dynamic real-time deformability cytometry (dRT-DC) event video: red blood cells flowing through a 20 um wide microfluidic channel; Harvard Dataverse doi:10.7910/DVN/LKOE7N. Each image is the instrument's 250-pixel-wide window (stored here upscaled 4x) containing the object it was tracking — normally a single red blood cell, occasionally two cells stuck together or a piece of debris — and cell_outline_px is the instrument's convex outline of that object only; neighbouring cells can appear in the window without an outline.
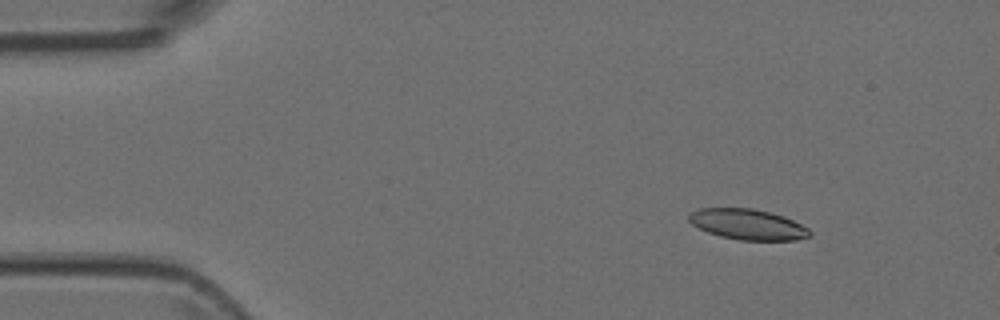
{"species": "Egyptian fruit bat (a non-hibernating species)", "species_latin": "Rousettus aegyptiacus", "temperature_condition": "room temperature", "stored_images_in_passage": 7, "camera_frame_rate_fps": 3000, "um_per_image_px": 0.085, "animal": {"sex": "female"}, "frame": {"image": 1, "passage_image": 2, "time_ms": 0.333, "image_size_px": [1000, 320], "cell_outline_px": [[812, 236], [796, 240], [740, 240], [720, 236], [708, 232], [692, 224], [688, 220], [688, 212], [700, 208], [752, 208], [768, 212], [792, 220], [808, 228], [812, 232]], "centroid_in_image_um": [63.53, 19.07], "position_along_channel_um": 21.5, "area_um2": 21.44}}
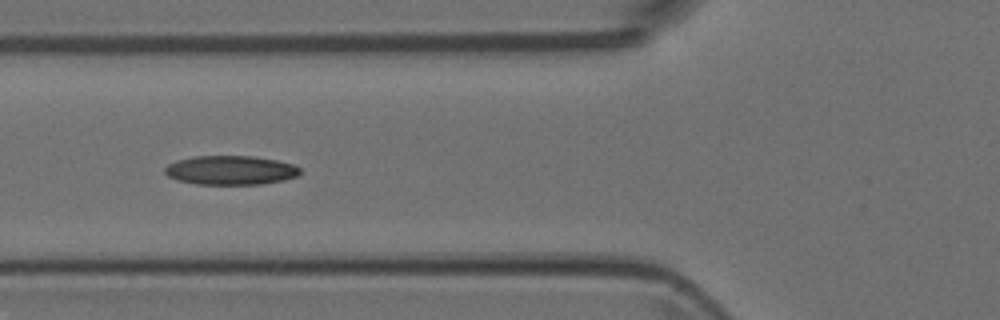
{"frame": {"image": 2, "passage_image": 6, "time_ms": 1.667, "image_size_px": [1000, 320], "cell_outline_px": [[300, 172], [296, 176], [284, 180], [260, 184], [196, 184], [176, 180], [168, 176], [164, 172], [164, 168], [168, 164], [176, 160], [192, 156], [252, 156], [276, 160], [292, 164], [300, 168]], "centroid_in_image_um": [19.55, 14.46], "position_along_channel_um": 106.2, "area_um2": 22.95}}
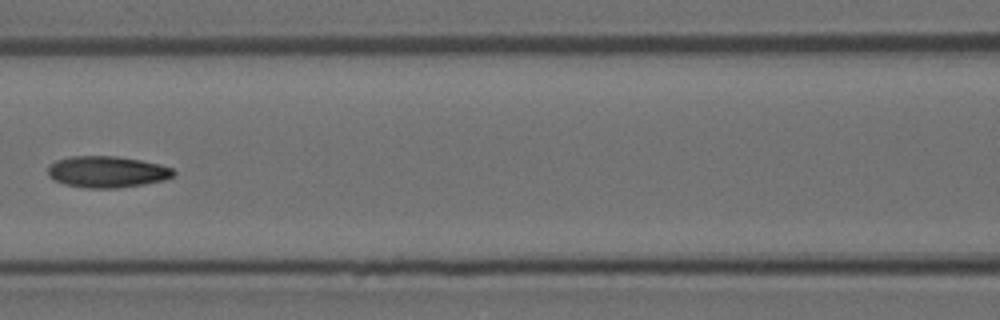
{"frame": {"image": 3, "passage_image": 7, "time_ms": 2.0, "image_size_px": [1000, 320], "cell_outline_px": [[176, 172], [172, 176], [164, 180], [144, 184], [120, 188], [88, 188], [64, 184], [48, 176], [48, 164], [56, 160], [72, 156], [116, 156], [140, 160], [160, 164], [172, 168]], "centroid_in_image_um": [9.09, 14.6], "position_along_channel_um": 157.5, "area_um2": 23.06}}